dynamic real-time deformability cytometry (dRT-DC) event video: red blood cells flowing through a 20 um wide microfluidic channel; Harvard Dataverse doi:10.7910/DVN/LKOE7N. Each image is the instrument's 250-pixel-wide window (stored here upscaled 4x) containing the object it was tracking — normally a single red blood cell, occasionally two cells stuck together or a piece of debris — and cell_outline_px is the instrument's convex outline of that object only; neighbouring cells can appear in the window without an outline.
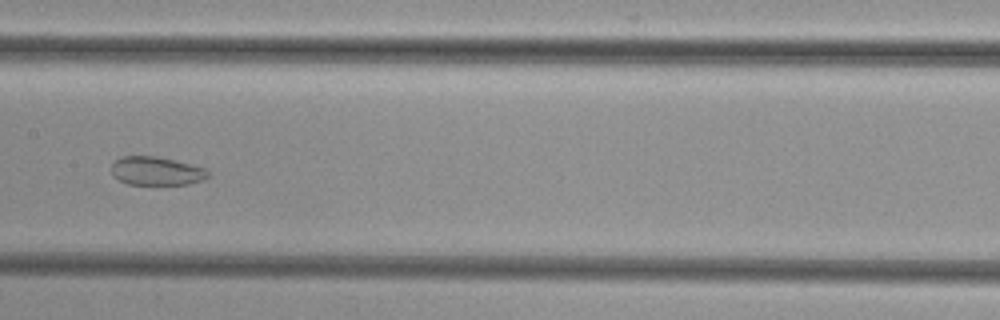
{"species": "common noctule bat (a hibernating species)", "species_latin": "Nyctalus noctula", "temperature_condition": "cold", "stored_images_in_passage": 52, "camera_frame_rate_fps": 3000, "um_per_image_px": 0.085, "animal": {"sex": "female", "body_mass_g": 29.2, "forearm_length_mm": 56.3}, "frame": {"image": 1, "passage_image": 27, "time_ms": 8.667, "image_size_px": [1000, 320], "cell_outline_px": [[208, 176], [204, 180], [188, 184], [128, 184], [112, 176], [112, 164], [120, 156], [156, 156], [176, 160], [204, 168], [208, 172]], "centroid_in_image_um": [13.28, 14.53], "position_along_channel_um": 194.1, "area_um2": 16.01}}
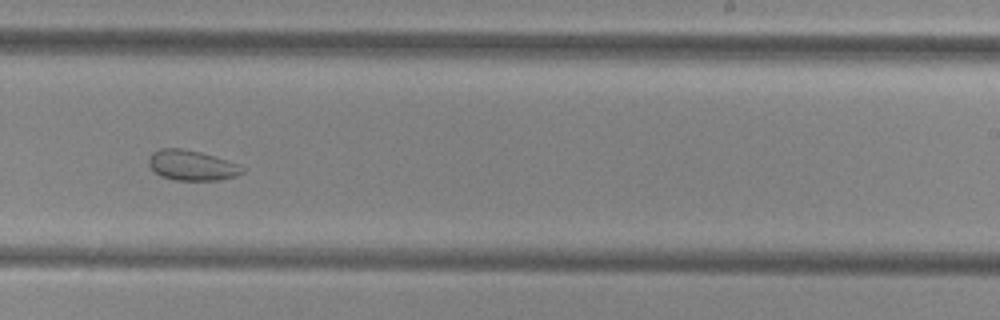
{"frame": {"image": 2, "passage_image": 33, "time_ms": 10.667, "image_size_px": [1000, 320], "cell_outline_px": [[244, 172], [236, 176], [220, 180], [172, 180], [160, 176], [148, 164], [148, 156], [152, 152], [160, 148], [180, 148], [200, 152], [236, 164], [244, 168]], "centroid_in_image_um": [16.25, 14.06], "position_along_channel_um": 272.8, "area_um2": 16.36}}
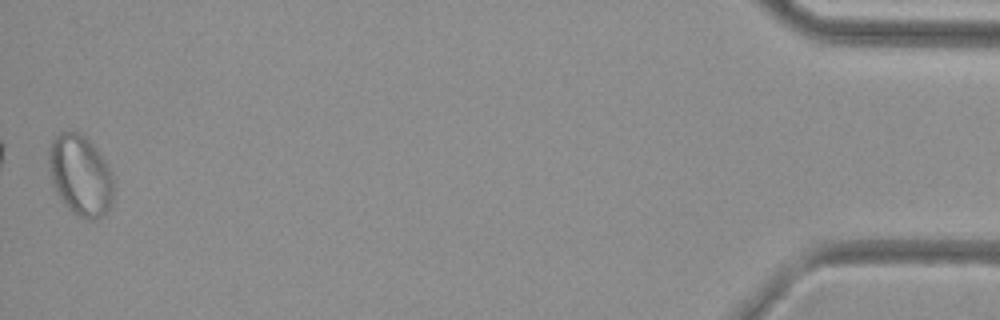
{"frame": {"image": 3, "passage_image": 52, "time_ms": 17.0, "image_size_px": [1000, 320], "cell_outline_px": [[112, 204], [108, 212], [104, 216], [96, 220], [88, 220], [76, 216], [64, 204], [56, 192], [52, 184], [48, 160], [48, 152], [52, 140], [60, 132], [80, 132], [96, 148], [104, 160], [112, 176]], "centroid_in_image_um": [6.82, 14.95], "position_along_channel_um": 428.4, "area_um2": 30.52}}